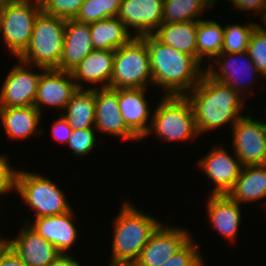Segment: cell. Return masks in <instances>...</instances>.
<instances>
[{
  "label": "cell",
  "instance_id": "obj_1",
  "mask_svg": "<svg viewBox=\"0 0 266 266\" xmlns=\"http://www.w3.org/2000/svg\"><path fill=\"white\" fill-rule=\"evenodd\" d=\"M148 46L153 86L164 89L165 96H186L205 73L191 55L160 42L153 34L141 37Z\"/></svg>",
  "mask_w": 266,
  "mask_h": 266
},
{
  "label": "cell",
  "instance_id": "obj_2",
  "mask_svg": "<svg viewBox=\"0 0 266 266\" xmlns=\"http://www.w3.org/2000/svg\"><path fill=\"white\" fill-rule=\"evenodd\" d=\"M186 97L192 104L199 135L229 121L233 127L244 116L241 113L244 105L242 95L233 87L215 81L206 72Z\"/></svg>",
  "mask_w": 266,
  "mask_h": 266
},
{
  "label": "cell",
  "instance_id": "obj_3",
  "mask_svg": "<svg viewBox=\"0 0 266 266\" xmlns=\"http://www.w3.org/2000/svg\"><path fill=\"white\" fill-rule=\"evenodd\" d=\"M113 223L110 263L134 264L153 232L162 223L139 211L128 201L121 205Z\"/></svg>",
  "mask_w": 266,
  "mask_h": 266
},
{
  "label": "cell",
  "instance_id": "obj_4",
  "mask_svg": "<svg viewBox=\"0 0 266 266\" xmlns=\"http://www.w3.org/2000/svg\"><path fill=\"white\" fill-rule=\"evenodd\" d=\"M66 21L42 11L36 17L29 46L18 59L40 71L57 68L63 52Z\"/></svg>",
  "mask_w": 266,
  "mask_h": 266
},
{
  "label": "cell",
  "instance_id": "obj_5",
  "mask_svg": "<svg viewBox=\"0 0 266 266\" xmlns=\"http://www.w3.org/2000/svg\"><path fill=\"white\" fill-rule=\"evenodd\" d=\"M151 116L150 133L163 141H187L199 136L192 104L186 96H163ZM153 132V133H152Z\"/></svg>",
  "mask_w": 266,
  "mask_h": 266
},
{
  "label": "cell",
  "instance_id": "obj_6",
  "mask_svg": "<svg viewBox=\"0 0 266 266\" xmlns=\"http://www.w3.org/2000/svg\"><path fill=\"white\" fill-rule=\"evenodd\" d=\"M42 12L41 0H5L0 3V35L19 58L31 41L36 17Z\"/></svg>",
  "mask_w": 266,
  "mask_h": 266
},
{
  "label": "cell",
  "instance_id": "obj_7",
  "mask_svg": "<svg viewBox=\"0 0 266 266\" xmlns=\"http://www.w3.org/2000/svg\"><path fill=\"white\" fill-rule=\"evenodd\" d=\"M153 85L148 46L141 37H133L115 50L112 89L147 88Z\"/></svg>",
  "mask_w": 266,
  "mask_h": 266
},
{
  "label": "cell",
  "instance_id": "obj_8",
  "mask_svg": "<svg viewBox=\"0 0 266 266\" xmlns=\"http://www.w3.org/2000/svg\"><path fill=\"white\" fill-rule=\"evenodd\" d=\"M16 191L36 218L66 213L72 208L56 183L40 174L17 171Z\"/></svg>",
  "mask_w": 266,
  "mask_h": 266
},
{
  "label": "cell",
  "instance_id": "obj_9",
  "mask_svg": "<svg viewBox=\"0 0 266 266\" xmlns=\"http://www.w3.org/2000/svg\"><path fill=\"white\" fill-rule=\"evenodd\" d=\"M231 131L234 151L242 166L266 164V129L263 121L244 115Z\"/></svg>",
  "mask_w": 266,
  "mask_h": 266
},
{
  "label": "cell",
  "instance_id": "obj_10",
  "mask_svg": "<svg viewBox=\"0 0 266 266\" xmlns=\"http://www.w3.org/2000/svg\"><path fill=\"white\" fill-rule=\"evenodd\" d=\"M8 73L0 93V108L34 106L42 71L35 73L31 65L21 61Z\"/></svg>",
  "mask_w": 266,
  "mask_h": 266
},
{
  "label": "cell",
  "instance_id": "obj_11",
  "mask_svg": "<svg viewBox=\"0 0 266 266\" xmlns=\"http://www.w3.org/2000/svg\"><path fill=\"white\" fill-rule=\"evenodd\" d=\"M190 238V233L185 229L164 226L161 223L153 232L133 265L161 266L179 251Z\"/></svg>",
  "mask_w": 266,
  "mask_h": 266
},
{
  "label": "cell",
  "instance_id": "obj_12",
  "mask_svg": "<svg viewBox=\"0 0 266 266\" xmlns=\"http://www.w3.org/2000/svg\"><path fill=\"white\" fill-rule=\"evenodd\" d=\"M78 89L70 71L44 68L38 82L34 106L41 114L43 108L40 105L64 110Z\"/></svg>",
  "mask_w": 266,
  "mask_h": 266
},
{
  "label": "cell",
  "instance_id": "obj_13",
  "mask_svg": "<svg viewBox=\"0 0 266 266\" xmlns=\"http://www.w3.org/2000/svg\"><path fill=\"white\" fill-rule=\"evenodd\" d=\"M95 88V130L122 137L124 140H140L127 126L118 105V89Z\"/></svg>",
  "mask_w": 266,
  "mask_h": 266
},
{
  "label": "cell",
  "instance_id": "obj_14",
  "mask_svg": "<svg viewBox=\"0 0 266 266\" xmlns=\"http://www.w3.org/2000/svg\"><path fill=\"white\" fill-rule=\"evenodd\" d=\"M164 0H121L119 20L135 37L153 34L162 24Z\"/></svg>",
  "mask_w": 266,
  "mask_h": 266
},
{
  "label": "cell",
  "instance_id": "obj_15",
  "mask_svg": "<svg viewBox=\"0 0 266 266\" xmlns=\"http://www.w3.org/2000/svg\"><path fill=\"white\" fill-rule=\"evenodd\" d=\"M234 157L223 146H214L198 163L199 168L214 181L211 194H227L233 188L243 167L239 158Z\"/></svg>",
  "mask_w": 266,
  "mask_h": 266
},
{
  "label": "cell",
  "instance_id": "obj_16",
  "mask_svg": "<svg viewBox=\"0 0 266 266\" xmlns=\"http://www.w3.org/2000/svg\"><path fill=\"white\" fill-rule=\"evenodd\" d=\"M25 223L19 235L8 240V247L28 266H49L60 253L28 226V220Z\"/></svg>",
  "mask_w": 266,
  "mask_h": 266
},
{
  "label": "cell",
  "instance_id": "obj_17",
  "mask_svg": "<svg viewBox=\"0 0 266 266\" xmlns=\"http://www.w3.org/2000/svg\"><path fill=\"white\" fill-rule=\"evenodd\" d=\"M241 59L244 61L247 60V62L242 64ZM216 61L218 63L221 61V64L219 65V71H216L215 66H213L212 62L209 67H207L205 72L215 81L233 87L240 95H243L245 91H249L247 88L250 87V85L248 84H250V81L254 80L257 77L255 76L257 75L256 73H259L254 62L247 52L221 53L216 58H214V64L217 63ZM249 74L251 75V78L249 77ZM240 75H244L243 78L248 76L251 80L245 84L244 81L240 79Z\"/></svg>",
  "mask_w": 266,
  "mask_h": 266
},
{
  "label": "cell",
  "instance_id": "obj_18",
  "mask_svg": "<svg viewBox=\"0 0 266 266\" xmlns=\"http://www.w3.org/2000/svg\"><path fill=\"white\" fill-rule=\"evenodd\" d=\"M73 208L63 214L35 218V222L29 226L44 239L52 243L60 254L66 252L77 239V229L72 222Z\"/></svg>",
  "mask_w": 266,
  "mask_h": 266
},
{
  "label": "cell",
  "instance_id": "obj_19",
  "mask_svg": "<svg viewBox=\"0 0 266 266\" xmlns=\"http://www.w3.org/2000/svg\"><path fill=\"white\" fill-rule=\"evenodd\" d=\"M93 50L90 25L75 19H67L63 52L56 69L71 72Z\"/></svg>",
  "mask_w": 266,
  "mask_h": 266
},
{
  "label": "cell",
  "instance_id": "obj_20",
  "mask_svg": "<svg viewBox=\"0 0 266 266\" xmlns=\"http://www.w3.org/2000/svg\"><path fill=\"white\" fill-rule=\"evenodd\" d=\"M146 88L118 89V105L126 126L139 138L147 135L151 110L145 97Z\"/></svg>",
  "mask_w": 266,
  "mask_h": 266
},
{
  "label": "cell",
  "instance_id": "obj_21",
  "mask_svg": "<svg viewBox=\"0 0 266 266\" xmlns=\"http://www.w3.org/2000/svg\"><path fill=\"white\" fill-rule=\"evenodd\" d=\"M115 51L94 49L72 71V77L79 89H85L80 80L97 85L99 88H110L113 74ZM78 81V82H77Z\"/></svg>",
  "mask_w": 266,
  "mask_h": 266
},
{
  "label": "cell",
  "instance_id": "obj_22",
  "mask_svg": "<svg viewBox=\"0 0 266 266\" xmlns=\"http://www.w3.org/2000/svg\"><path fill=\"white\" fill-rule=\"evenodd\" d=\"M210 222L224 238L234 241L241 222V207L228 194H211L207 201Z\"/></svg>",
  "mask_w": 266,
  "mask_h": 266
},
{
  "label": "cell",
  "instance_id": "obj_23",
  "mask_svg": "<svg viewBox=\"0 0 266 266\" xmlns=\"http://www.w3.org/2000/svg\"><path fill=\"white\" fill-rule=\"evenodd\" d=\"M41 112L35 106L0 108V121L8 139L28 138L42 134L38 130Z\"/></svg>",
  "mask_w": 266,
  "mask_h": 266
},
{
  "label": "cell",
  "instance_id": "obj_24",
  "mask_svg": "<svg viewBox=\"0 0 266 266\" xmlns=\"http://www.w3.org/2000/svg\"><path fill=\"white\" fill-rule=\"evenodd\" d=\"M227 194L239 204L266 197V164L243 166L233 188Z\"/></svg>",
  "mask_w": 266,
  "mask_h": 266
},
{
  "label": "cell",
  "instance_id": "obj_25",
  "mask_svg": "<svg viewBox=\"0 0 266 266\" xmlns=\"http://www.w3.org/2000/svg\"><path fill=\"white\" fill-rule=\"evenodd\" d=\"M153 35L160 42L197 60V21L161 24Z\"/></svg>",
  "mask_w": 266,
  "mask_h": 266
},
{
  "label": "cell",
  "instance_id": "obj_26",
  "mask_svg": "<svg viewBox=\"0 0 266 266\" xmlns=\"http://www.w3.org/2000/svg\"><path fill=\"white\" fill-rule=\"evenodd\" d=\"M89 25L94 49L115 51L134 37L118 17L96 21Z\"/></svg>",
  "mask_w": 266,
  "mask_h": 266
},
{
  "label": "cell",
  "instance_id": "obj_27",
  "mask_svg": "<svg viewBox=\"0 0 266 266\" xmlns=\"http://www.w3.org/2000/svg\"><path fill=\"white\" fill-rule=\"evenodd\" d=\"M65 109L62 115L73 130L95 128V88L78 89Z\"/></svg>",
  "mask_w": 266,
  "mask_h": 266
},
{
  "label": "cell",
  "instance_id": "obj_28",
  "mask_svg": "<svg viewBox=\"0 0 266 266\" xmlns=\"http://www.w3.org/2000/svg\"><path fill=\"white\" fill-rule=\"evenodd\" d=\"M224 41V26L216 21L203 20L197 21V61L202 64L204 56L209 60L222 53ZM212 57V58H211Z\"/></svg>",
  "mask_w": 266,
  "mask_h": 266
},
{
  "label": "cell",
  "instance_id": "obj_29",
  "mask_svg": "<svg viewBox=\"0 0 266 266\" xmlns=\"http://www.w3.org/2000/svg\"><path fill=\"white\" fill-rule=\"evenodd\" d=\"M216 0H164L162 24L198 21Z\"/></svg>",
  "mask_w": 266,
  "mask_h": 266
},
{
  "label": "cell",
  "instance_id": "obj_30",
  "mask_svg": "<svg viewBox=\"0 0 266 266\" xmlns=\"http://www.w3.org/2000/svg\"><path fill=\"white\" fill-rule=\"evenodd\" d=\"M121 0H84L75 20L91 24L118 16Z\"/></svg>",
  "mask_w": 266,
  "mask_h": 266
},
{
  "label": "cell",
  "instance_id": "obj_31",
  "mask_svg": "<svg viewBox=\"0 0 266 266\" xmlns=\"http://www.w3.org/2000/svg\"><path fill=\"white\" fill-rule=\"evenodd\" d=\"M249 23L250 24H246L244 26L240 24H229L224 27L222 53L247 52L252 32L258 26L257 23Z\"/></svg>",
  "mask_w": 266,
  "mask_h": 266
},
{
  "label": "cell",
  "instance_id": "obj_32",
  "mask_svg": "<svg viewBox=\"0 0 266 266\" xmlns=\"http://www.w3.org/2000/svg\"><path fill=\"white\" fill-rule=\"evenodd\" d=\"M247 53L254 62L258 75L266 78V32L258 26L252 32Z\"/></svg>",
  "mask_w": 266,
  "mask_h": 266
},
{
  "label": "cell",
  "instance_id": "obj_33",
  "mask_svg": "<svg viewBox=\"0 0 266 266\" xmlns=\"http://www.w3.org/2000/svg\"><path fill=\"white\" fill-rule=\"evenodd\" d=\"M192 237L167 262L161 266H203V258L199 246Z\"/></svg>",
  "mask_w": 266,
  "mask_h": 266
},
{
  "label": "cell",
  "instance_id": "obj_34",
  "mask_svg": "<svg viewBox=\"0 0 266 266\" xmlns=\"http://www.w3.org/2000/svg\"><path fill=\"white\" fill-rule=\"evenodd\" d=\"M84 0H41L42 11L49 16L74 19Z\"/></svg>",
  "mask_w": 266,
  "mask_h": 266
},
{
  "label": "cell",
  "instance_id": "obj_35",
  "mask_svg": "<svg viewBox=\"0 0 266 266\" xmlns=\"http://www.w3.org/2000/svg\"><path fill=\"white\" fill-rule=\"evenodd\" d=\"M95 128H87L84 130L75 129L72 131L68 145L74 155L86 156L95 147L96 136Z\"/></svg>",
  "mask_w": 266,
  "mask_h": 266
},
{
  "label": "cell",
  "instance_id": "obj_36",
  "mask_svg": "<svg viewBox=\"0 0 266 266\" xmlns=\"http://www.w3.org/2000/svg\"><path fill=\"white\" fill-rule=\"evenodd\" d=\"M10 163L6 156L0 155V195L16 190L17 171L10 167Z\"/></svg>",
  "mask_w": 266,
  "mask_h": 266
},
{
  "label": "cell",
  "instance_id": "obj_37",
  "mask_svg": "<svg viewBox=\"0 0 266 266\" xmlns=\"http://www.w3.org/2000/svg\"><path fill=\"white\" fill-rule=\"evenodd\" d=\"M51 129L54 139L61 141V143L68 144L73 129L62 114L60 118L54 122Z\"/></svg>",
  "mask_w": 266,
  "mask_h": 266
},
{
  "label": "cell",
  "instance_id": "obj_38",
  "mask_svg": "<svg viewBox=\"0 0 266 266\" xmlns=\"http://www.w3.org/2000/svg\"><path fill=\"white\" fill-rule=\"evenodd\" d=\"M230 1L235 8L241 11H254L262 17L266 9V0H228Z\"/></svg>",
  "mask_w": 266,
  "mask_h": 266
},
{
  "label": "cell",
  "instance_id": "obj_39",
  "mask_svg": "<svg viewBox=\"0 0 266 266\" xmlns=\"http://www.w3.org/2000/svg\"><path fill=\"white\" fill-rule=\"evenodd\" d=\"M0 266H28L7 246L0 253Z\"/></svg>",
  "mask_w": 266,
  "mask_h": 266
},
{
  "label": "cell",
  "instance_id": "obj_40",
  "mask_svg": "<svg viewBox=\"0 0 266 266\" xmlns=\"http://www.w3.org/2000/svg\"><path fill=\"white\" fill-rule=\"evenodd\" d=\"M71 254H60L49 266H80Z\"/></svg>",
  "mask_w": 266,
  "mask_h": 266
},
{
  "label": "cell",
  "instance_id": "obj_41",
  "mask_svg": "<svg viewBox=\"0 0 266 266\" xmlns=\"http://www.w3.org/2000/svg\"><path fill=\"white\" fill-rule=\"evenodd\" d=\"M8 246V239H4L0 235V253Z\"/></svg>",
  "mask_w": 266,
  "mask_h": 266
},
{
  "label": "cell",
  "instance_id": "obj_42",
  "mask_svg": "<svg viewBox=\"0 0 266 266\" xmlns=\"http://www.w3.org/2000/svg\"><path fill=\"white\" fill-rule=\"evenodd\" d=\"M260 19L263 20L264 25L261 26L258 24V27H260L264 32H266V9H265V11H264V13Z\"/></svg>",
  "mask_w": 266,
  "mask_h": 266
},
{
  "label": "cell",
  "instance_id": "obj_43",
  "mask_svg": "<svg viewBox=\"0 0 266 266\" xmlns=\"http://www.w3.org/2000/svg\"><path fill=\"white\" fill-rule=\"evenodd\" d=\"M109 266H134L133 264L111 263Z\"/></svg>",
  "mask_w": 266,
  "mask_h": 266
}]
</instances>
